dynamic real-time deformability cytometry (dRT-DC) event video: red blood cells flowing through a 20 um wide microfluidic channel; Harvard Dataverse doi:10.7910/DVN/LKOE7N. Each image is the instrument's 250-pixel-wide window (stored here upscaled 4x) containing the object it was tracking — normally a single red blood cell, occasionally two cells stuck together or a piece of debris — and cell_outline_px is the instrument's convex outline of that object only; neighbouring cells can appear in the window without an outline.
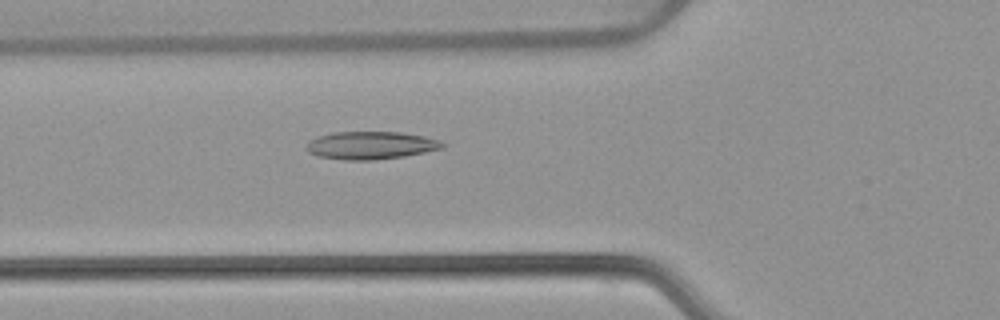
{"species": "common noctule bat (a hibernating species)", "species_latin": "Nyctalus noctula", "temperature_condition": "warm", "stored_images_in_passage": 53, "camera_frame_rate_fps": 3000, "um_per_image_px": 0.085, "animal": {"sex": "female", "body_mass_g": 22.7, "forearm_length_mm": 54.2}, "frame": {"image": 1, "passage_image": 19, "time_ms": 6.0, "image_size_px": [1000, 320], "cell_outline_px": [[448, 144], [444, 148], [404, 156], [376, 160], [344, 160], [316, 156], [308, 152], [304, 148], [308, 140], [332, 132], [400, 132], [424, 136], [440, 140]], "centroid_in_image_um": [31.51, 12.36], "position_along_channel_um": 94.3, "area_um2": 22.31}}
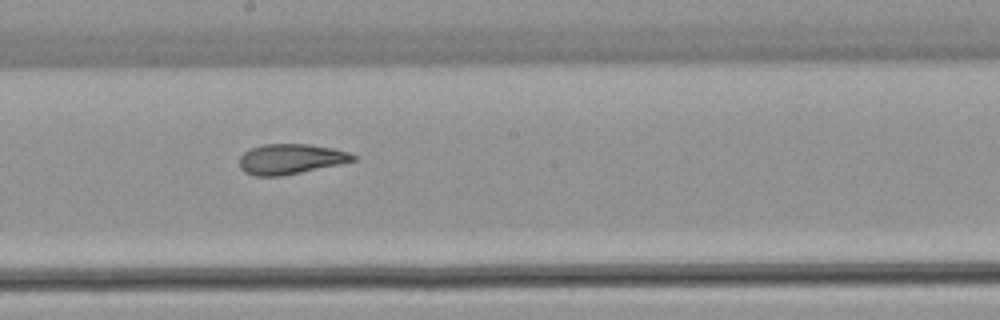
{"frame": {"image": 2, "passage_image": 29, "time_ms": 9.333, "image_size_px": [1000, 320], "cell_outline_px": [[356, 160], [340, 164], [280, 176], [252, 176], [244, 172], [240, 168], [240, 156], [244, 152], [260, 144], [308, 144], [332, 148], [348, 152], [356, 156]], "centroid_in_image_um": [24.67, 13.51], "position_along_channel_um": 223.5, "area_um2": 19.94}}
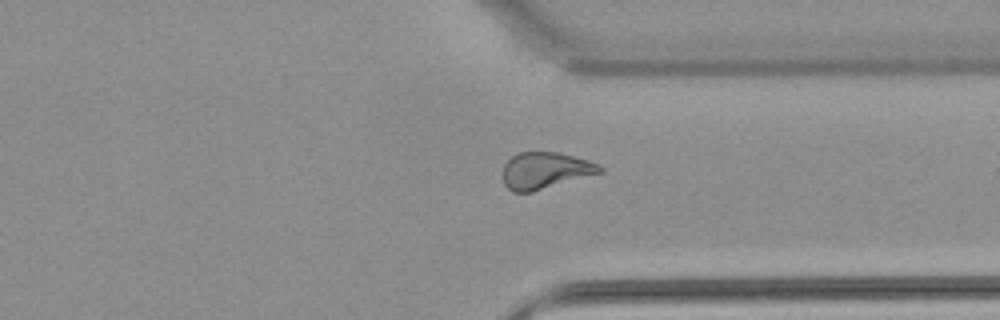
{"frame": {"image": 3, "passage_image": 40, "time_ms": 13.0, "image_size_px": [1000, 320], "cell_outline_px": [[604, 172], [532, 192], [512, 192], [504, 184], [504, 164], [516, 152], [556, 152], [588, 160], [600, 164], [604, 168]], "centroid_in_image_um": [46.37, 14.49], "position_along_channel_um": 365.0, "area_um2": 20.75}, "authors_computed_cell_mechanics": {"area_um2": 22.1374, "velocity_mm_per_s": 3.8617, "shape_relaxation_time_tau1_ms": null, "shape_relaxation_time_tau2_ms": 2.0511, "deformation_change_tau1": null, "deformation_change_tau2": 0.0943}}